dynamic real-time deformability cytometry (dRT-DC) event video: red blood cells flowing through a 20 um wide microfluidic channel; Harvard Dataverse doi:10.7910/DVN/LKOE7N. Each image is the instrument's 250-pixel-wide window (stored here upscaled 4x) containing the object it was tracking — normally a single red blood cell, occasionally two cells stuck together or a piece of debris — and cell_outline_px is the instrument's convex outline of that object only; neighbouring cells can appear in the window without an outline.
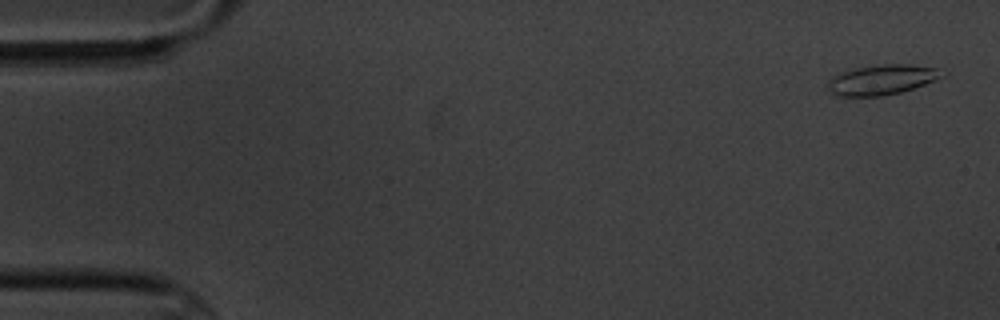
{"species": "common noctule bat (a hibernating species)", "species_latin": "Nyctalus noctula", "temperature_condition": "cold", "stored_images_in_passage": 5, "camera_frame_rate_fps": 3000, "um_per_image_px": 0.085, "animal": {"sex": "male", "body_mass_g": 20.1, "forearm_length_mm": 53.5}, "frame": {"image": 1, "passage_image": 1, "time_ms": 0.0, "image_size_px": [1000, 320], "cell_outline_px": [[948, 72], [944, 76], [924, 84], [900, 92], [880, 96], [832, 96], [828, 88], [828, 80], [832, 76], [856, 68], [880, 64], [908, 64], [936, 68]], "centroid_in_image_um": [74.95, 6.78], "position_along_channel_um": 10.1, "area_um2": 19.94}}
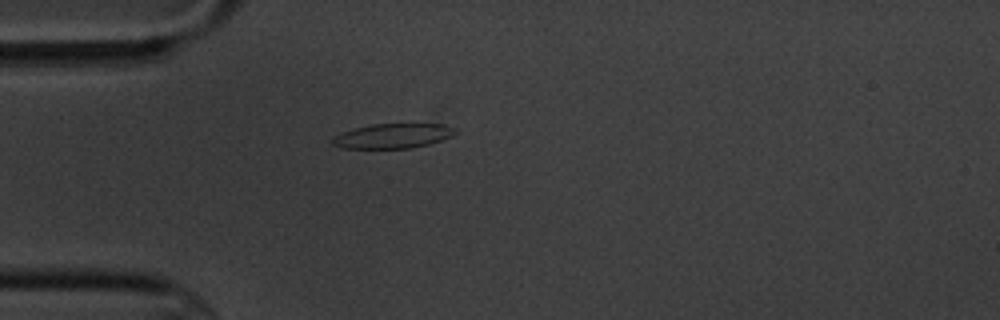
{"frame": {"image": 2, "passage_image": 5, "time_ms": 4.667, "image_size_px": [1000, 320], "cell_outline_px": [[460, 132], [452, 136], [428, 144], [412, 148], [340, 148], [332, 144], [332, 136], [356, 128], [372, 124], [444, 124], [456, 128]], "centroid_in_image_um": [33.42, 11.55], "position_along_channel_um": 51.6, "area_um2": 17.69}}